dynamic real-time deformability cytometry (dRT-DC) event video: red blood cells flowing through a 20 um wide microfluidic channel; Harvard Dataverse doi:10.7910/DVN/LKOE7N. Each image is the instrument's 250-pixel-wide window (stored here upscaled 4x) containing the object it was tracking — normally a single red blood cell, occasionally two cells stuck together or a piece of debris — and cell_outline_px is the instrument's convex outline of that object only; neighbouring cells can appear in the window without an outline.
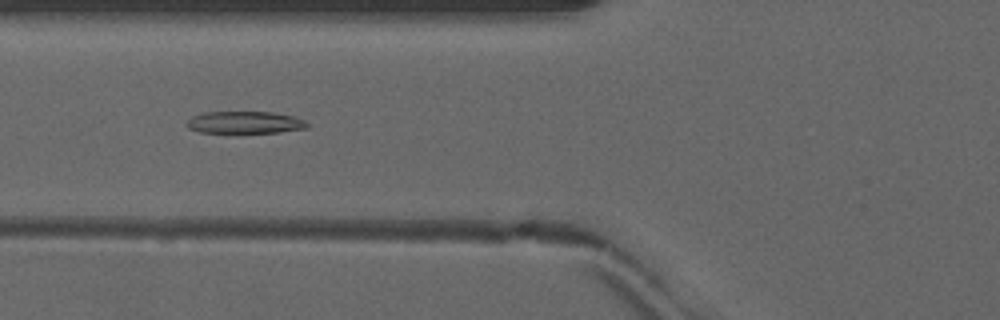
{"species": "common noctule bat (a hibernating species)", "species_latin": "Nyctalus noctula", "temperature_condition": "warm", "stored_images_in_passage": 47, "camera_frame_rate_fps": 3000, "um_per_image_px": 0.085, "animal": {"sex": "male", "forearm_length_mm": 52.5}, "frame": {"image": 1, "passage_image": 17, "time_ms": 5.333, "image_size_px": [1000, 320], "cell_outline_px": [[308, 128], [280, 132], [200, 132], [188, 128], [184, 124], [192, 116], [204, 112], [272, 112], [292, 116], [304, 120], [308, 124]], "centroid_in_image_um": [20.79, 10.4], "position_along_channel_um": 105.0, "area_um2": 15.43}}
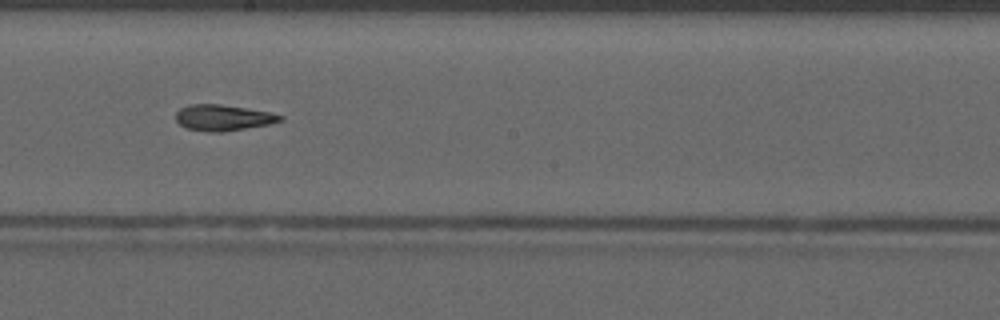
{"frame": {"image": 2, "passage_image": 26, "time_ms": 8.333, "image_size_px": [1000, 320], "cell_outline_px": [[284, 120], [268, 124], [220, 132], [208, 132], [184, 128], [176, 120], [176, 112], [180, 108], [188, 104], [220, 104], [272, 112], [284, 116]], "centroid_in_image_um": [18.95, 9.99], "position_along_channel_um": 229.3, "area_um2": 15.84}}
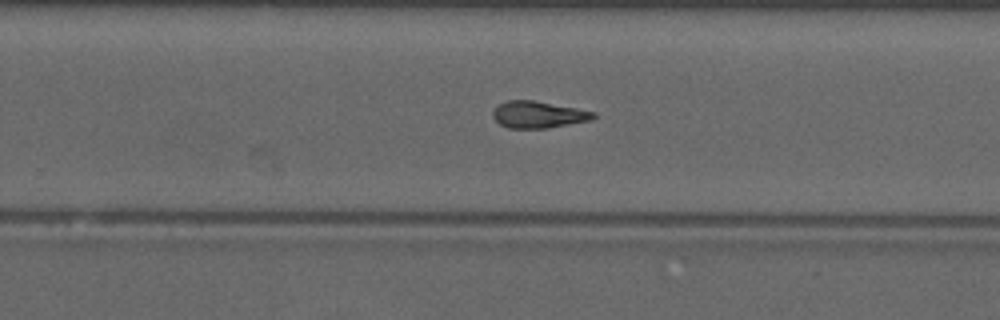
{"frame": {"image": 3, "passage_image": 30, "time_ms": 9.667, "image_size_px": [1000, 320], "cell_outline_px": [[596, 116], [592, 120], [548, 128], [508, 128], [500, 124], [492, 116], [492, 112], [500, 104], [508, 100], [532, 100], [576, 108], [596, 112]], "centroid_in_image_um": [45.77, 9.75], "position_along_channel_um": 284.0, "area_um2": 15.61}}